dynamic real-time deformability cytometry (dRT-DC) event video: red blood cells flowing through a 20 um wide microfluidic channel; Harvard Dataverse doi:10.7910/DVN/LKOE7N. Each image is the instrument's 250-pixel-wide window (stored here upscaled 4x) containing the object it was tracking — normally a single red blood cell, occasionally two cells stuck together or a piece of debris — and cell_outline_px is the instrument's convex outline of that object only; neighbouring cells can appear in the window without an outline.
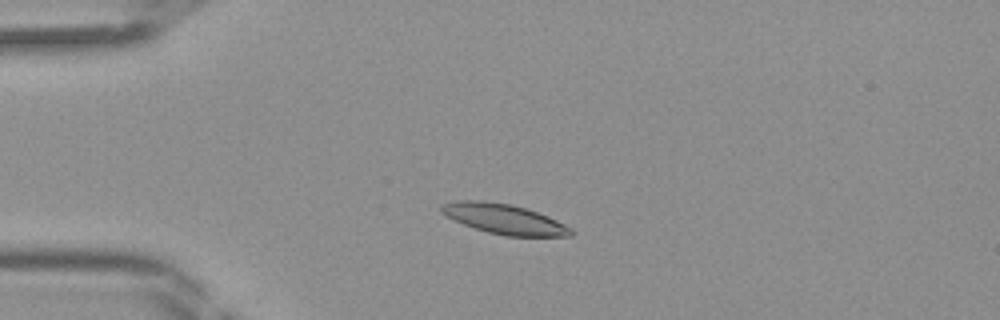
{"species": "Egyptian fruit bat (a non-hibernating species)", "species_latin": "Rousettus aegyptiacus", "temperature_condition": "room temperature", "stored_images_in_passage": 42, "camera_frame_rate_fps": 3000, "um_per_image_px": 0.085, "frame": {"image": 1, "passage_image": 9, "time_ms": 2.667, "image_size_px": [1000, 320], "cell_outline_px": [[572, 236], [504, 236], [488, 232], [452, 220], [444, 216], [440, 212], [440, 204], [460, 200], [480, 200], [512, 204], [548, 216], [572, 228]], "centroid_in_image_um": [42.8, 18.61], "position_along_channel_um": 42.2, "area_um2": 22.66}}
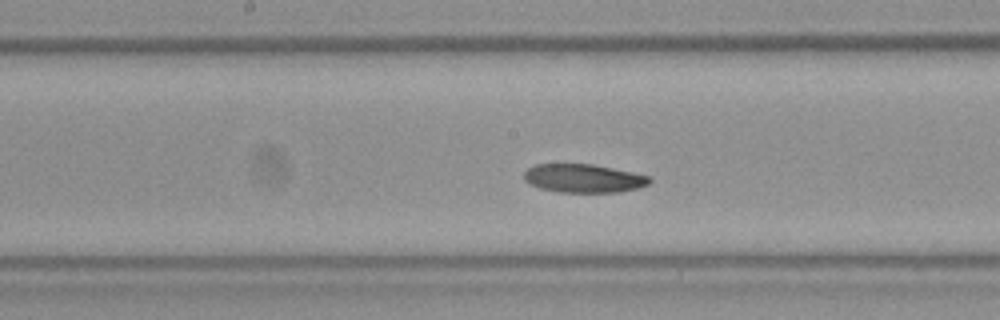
{"frame": {"image": 2, "passage_image": 21, "time_ms": 6.667, "image_size_px": [1000, 320], "cell_outline_px": [[652, 180], [648, 184], [636, 188], [620, 192], [556, 192], [540, 188], [528, 184], [524, 180], [524, 172], [528, 168], [536, 164], [592, 164], [632, 172], [648, 176]], "centroid_in_image_um": [49.56, 15.16], "position_along_channel_um": 198.6, "area_um2": 20.81}}
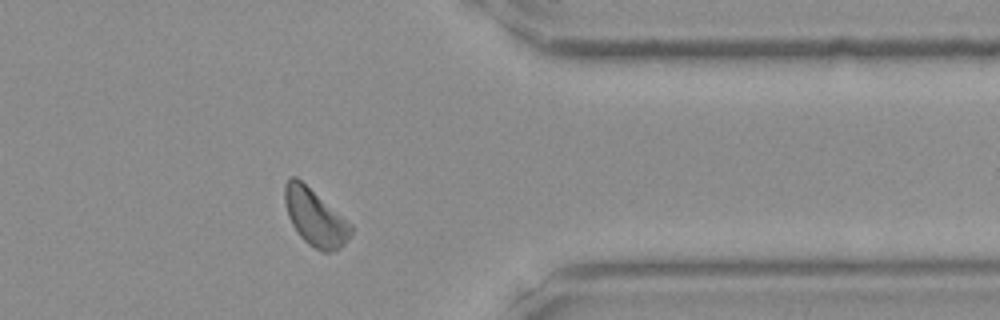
{"frame": {"image": 3, "passage_image": 34, "time_ms": 11.0, "image_size_px": [1000, 320], "cell_outline_px": [[352, 232], [344, 244], [340, 248], [332, 252], [324, 252], [308, 244], [300, 236], [292, 224], [288, 216], [284, 200], [284, 184], [292, 176], [296, 176], [352, 224]], "centroid_in_image_um": [26.77, 18.48], "position_along_channel_um": 384.6, "area_um2": 21.68}}